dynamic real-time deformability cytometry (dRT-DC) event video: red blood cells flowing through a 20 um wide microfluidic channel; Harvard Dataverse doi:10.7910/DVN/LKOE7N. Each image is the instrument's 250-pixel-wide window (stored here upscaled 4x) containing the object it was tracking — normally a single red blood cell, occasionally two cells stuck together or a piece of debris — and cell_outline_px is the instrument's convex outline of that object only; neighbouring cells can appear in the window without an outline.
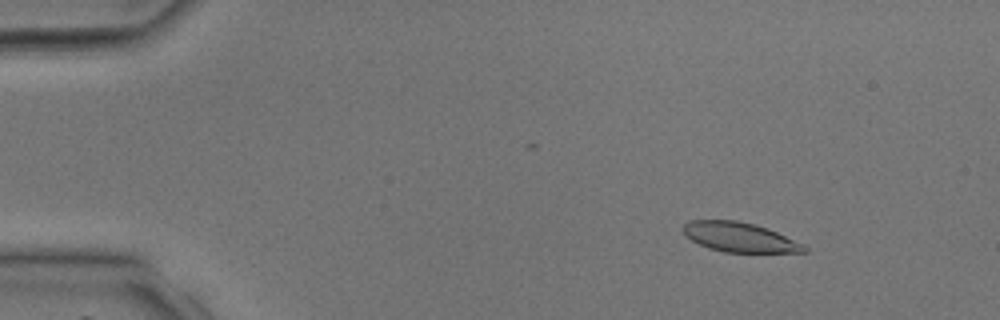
{"species": "common noctule bat (a hibernating species)", "species_latin": "Nyctalus noctula", "temperature_condition": "room temperature", "stored_images_in_passage": 39, "camera_frame_rate_fps": 3000, "um_per_image_px": 0.085, "animal": {"sex": "male", "body_mass_g": 17.9, "forearm_length_mm": 54.2}, "frame": {"image": 1, "passage_image": 5, "time_ms": 1.333, "image_size_px": [1000, 320], "cell_outline_px": [[808, 252], [724, 252], [708, 248], [692, 240], [684, 232], [684, 224], [688, 220], [736, 220], [756, 224], [768, 228], [804, 244], [808, 248]], "centroid_in_image_um": [62.9, 20.15], "position_along_channel_um": 22.1, "area_um2": 20.81}}
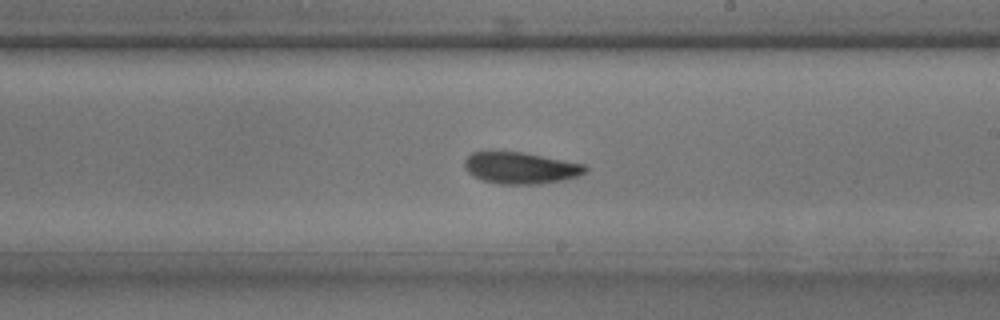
{"frame": {"image": 2, "passage_image": 23, "time_ms": 7.333, "image_size_px": [1000, 320], "cell_outline_px": [[588, 168], [580, 176], [564, 180], [540, 184], [500, 184], [480, 180], [472, 176], [464, 168], [464, 160], [472, 152], [524, 152], [584, 164]], "centroid_in_image_um": [44.24, 14.29], "position_along_channel_um": 244.8, "area_um2": 22.37}}
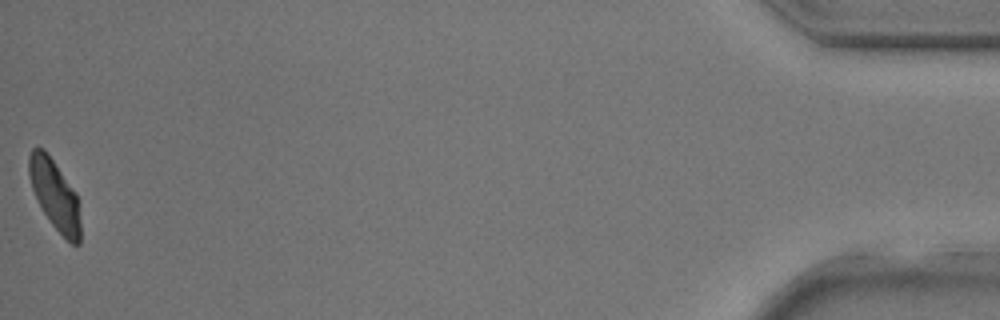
{"frame": {"image": 3, "passage_image": 39, "time_ms": 12.667, "image_size_px": [1000, 320], "cell_outline_px": [[80, 244], [72, 244], [52, 224], [44, 212], [32, 188], [28, 176], [28, 156], [32, 148], [44, 148], [48, 152], [76, 192], [80, 220]], "centroid_in_image_um": [4.65, 16.5], "position_along_channel_um": 430.6, "area_um2": 20.81}}